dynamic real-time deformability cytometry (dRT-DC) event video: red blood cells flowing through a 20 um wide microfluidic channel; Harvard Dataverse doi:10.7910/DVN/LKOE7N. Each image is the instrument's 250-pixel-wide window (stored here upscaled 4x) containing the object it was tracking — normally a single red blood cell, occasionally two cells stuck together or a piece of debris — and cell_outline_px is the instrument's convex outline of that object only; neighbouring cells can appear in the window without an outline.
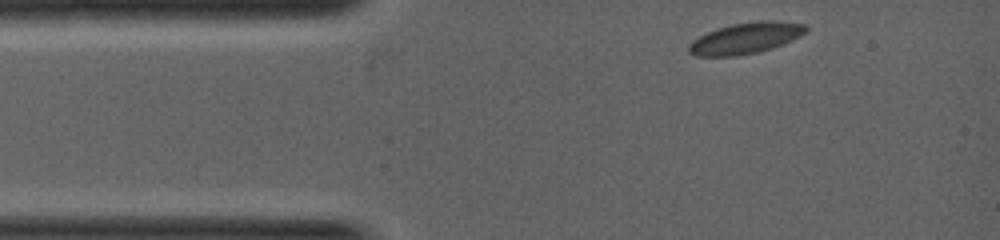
{"species": "common noctule bat (a hibernating species)", "species_latin": "Nyctalus noctula", "temperature_condition": "warm", "stored_images_in_passage": 6, "camera_frame_rate_fps": 5000, "um_per_image_px": 0.085, "animal": {"sex": "female", "body_mass_g": 19.0, "forearm_length_mm": 53.3}, "frame": {"image": 1, "passage_image": 1, "time_ms": 0.0, "image_size_px": [1000, 240], "cell_outline_px": [[808, 32], [792, 40], [772, 48], [756, 52], [736, 56], [696, 56], [688, 52], [688, 44], [692, 40], [716, 28], [732, 24], [756, 20], [772, 20], [808, 24]], "centroid_in_image_um": [63.4, 3.23], "position_along_channel_um": 21.6, "area_um2": 21.44}}
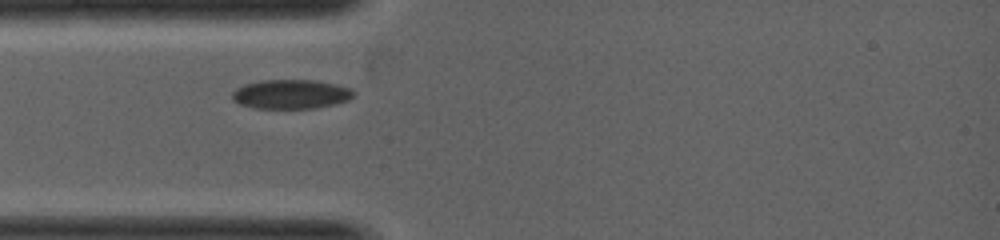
{"frame": {"image": 2, "passage_image": 4, "time_ms": 1.0, "image_size_px": [1000, 240], "cell_outline_px": [[356, 96], [348, 100], [336, 104], [316, 108], [252, 108], [240, 104], [232, 100], [232, 92], [236, 88], [244, 84], [260, 80], [316, 80], [336, 84], [352, 88], [356, 92]], "centroid_in_image_um": [24.76, 8.0], "position_along_channel_um": 60.2, "area_um2": 21.04}}
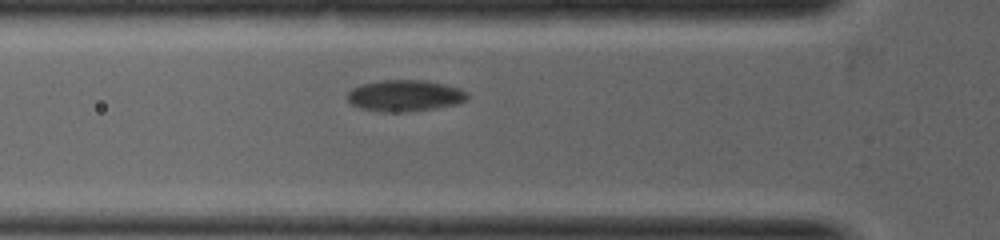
{"frame": {"image": 3, "passage_image": 5, "time_ms": 1.4, "image_size_px": [1000, 240], "cell_outline_px": [[468, 100], [460, 104], [436, 108], [404, 112], [380, 112], [360, 108], [352, 104], [348, 100], [348, 92], [352, 88], [360, 84], [384, 80], [424, 80], [444, 84], [460, 88], [468, 92]], "centroid_in_image_um": [34.45, 8.14], "position_along_channel_um": 91.3, "area_um2": 22.2}}